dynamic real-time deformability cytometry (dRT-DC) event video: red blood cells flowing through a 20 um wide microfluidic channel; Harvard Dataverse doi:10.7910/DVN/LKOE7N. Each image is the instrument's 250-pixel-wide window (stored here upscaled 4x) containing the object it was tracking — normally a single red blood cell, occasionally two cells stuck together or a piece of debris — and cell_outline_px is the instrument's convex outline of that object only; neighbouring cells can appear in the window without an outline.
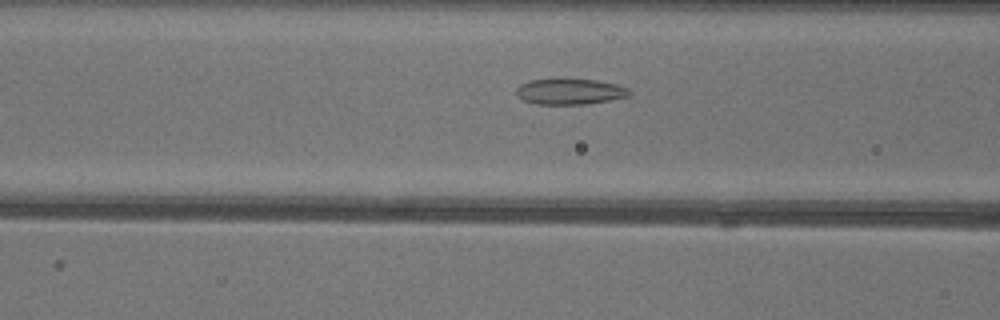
{"species": "common noctule bat (a hibernating species)", "species_latin": "Nyctalus noctula", "temperature_condition": "warm", "stored_images_in_passage": 35, "camera_frame_rate_fps": 3000, "um_per_image_px": 0.085, "animal": {"sex": "female"}, "frame": {"image": 1, "passage_image": 12, "time_ms": 3.667, "image_size_px": [1000, 320], "cell_outline_px": [[632, 92], [628, 96], [608, 100], [584, 104], [536, 104], [524, 100], [516, 96], [516, 88], [520, 84], [532, 80], [564, 76], [568, 76], [596, 80], [616, 84], [628, 88]], "centroid_in_image_um": [48.4, 7.73], "position_along_channel_um": 118.2, "area_um2": 17.63}}
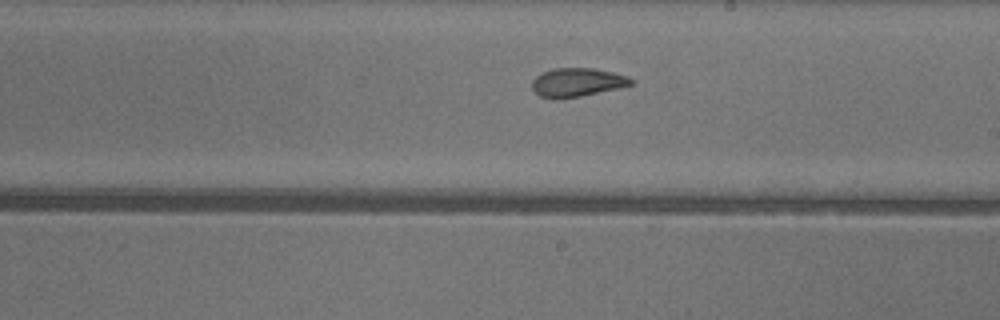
{"frame": {"image": 2, "passage_image": 21, "time_ms": 6.667, "image_size_px": [1000, 320], "cell_outline_px": [[636, 80], [632, 84], [620, 88], [580, 96], [556, 100], [552, 100], [540, 96], [532, 88], [532, 80], [536, 76], [552, 68], [596, 68], [628, 76]], "centroid_in_image_um": [49.07, 7.01], "position_along_channel_um": 239.9, "area_um2": 16.76}}
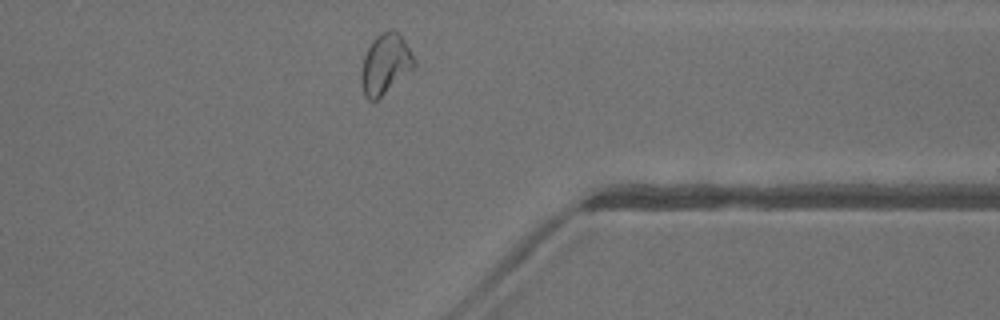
{"frame": {"image": 3, "passage_image": 32, "time_ms": 10.333, "image_size_px": [1000, 320], "cell_outline_px": [[416, 64], [412, 68], [376, 100], [368, 100], [364, 96], [360, 84], [360, 72], [364, 56], [372, 40], [380, 32], [392, 28], [404, 40], [416, 60]], "centroid_in_image_um": [32.71, 5.42], "position_along_channel_um": 378.7, "area_um2": 18.38}, "authors_computed_cell_mechanics": {"area_um2": 17.3978, "velocity_mm_per_s": 4.0509, "shape_relaxation_time_tau1_ms": null, "shape_relaxation_time_tau2_ms": 1.5076, "deformation_change_tau1": null, "deformation_change_tau2": 0.076}}